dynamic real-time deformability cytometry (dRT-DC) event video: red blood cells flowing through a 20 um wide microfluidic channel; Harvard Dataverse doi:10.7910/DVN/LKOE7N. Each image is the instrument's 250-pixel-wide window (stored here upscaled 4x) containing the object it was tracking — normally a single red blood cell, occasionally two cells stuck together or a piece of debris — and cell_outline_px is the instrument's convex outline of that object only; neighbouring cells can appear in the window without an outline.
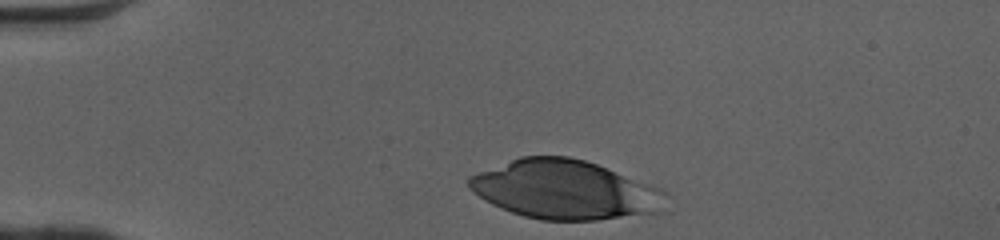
{"species": "human", "species_latin": "Homo sapiens", "temperature_condition": "cold", "stored_images_in_passage": 31, "camera_frame_rate_fps": 3000, "um_per_image_px": 0.085, "donor": {"sex": "female"}, "frame": {"image": 1, "passage_image": 1, "time_ms": 0.0, "image_size_px": [1000, 240], "cell_outline_px": [[668, 212], [600, 220], [540, 220], [524, 216], [500, 208], [484, 200], [472, 192], [468, 188], [468, 176], [520, 156], [568, 156], [584, 160], [596, 164], [628, 180]], "centroid_in_image_um": [47.65, 16.15], "position_along_channel_um": 37.4, "area_um2": 64.33}}